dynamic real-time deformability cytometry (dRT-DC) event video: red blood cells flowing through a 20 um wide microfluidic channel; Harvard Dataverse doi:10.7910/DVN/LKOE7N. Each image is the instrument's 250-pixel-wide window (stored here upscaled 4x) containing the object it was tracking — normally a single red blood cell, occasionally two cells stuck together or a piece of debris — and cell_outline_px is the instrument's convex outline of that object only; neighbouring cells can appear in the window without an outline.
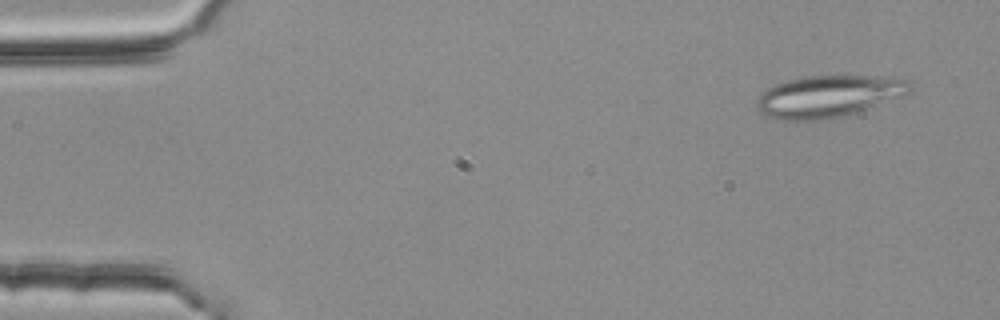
{"species": "common noctule bat (a hibernating species)", "species_latin": "Nyctalus noctula", "temperature_condition": "room temperature", "stored_images_in_passage": 3, "camera_frame_rate_fps": 3000, "um_per_image_px": 0.085, "animal": {"sex": "female", "body_mass_g": 25.1}, "frame": {"image": 1, "passage_image": 1, "time_ms": 0.0, "image_size_px": [1000, 320], "cell_outline_px": [[912, 92], [904, 96], [844, 116], [820, 120], [780, 120], [768, 116], [760, 112], [756, 108], [756, 100], [768, 88], [776, 84], [788, 80], [804, 76], [880, 76], [908, 80], [912, 84]], "centroid_in_image_um": [70.45, 8.19], "position_along_channel_um": 14.6, "area_um2": 37.4}}